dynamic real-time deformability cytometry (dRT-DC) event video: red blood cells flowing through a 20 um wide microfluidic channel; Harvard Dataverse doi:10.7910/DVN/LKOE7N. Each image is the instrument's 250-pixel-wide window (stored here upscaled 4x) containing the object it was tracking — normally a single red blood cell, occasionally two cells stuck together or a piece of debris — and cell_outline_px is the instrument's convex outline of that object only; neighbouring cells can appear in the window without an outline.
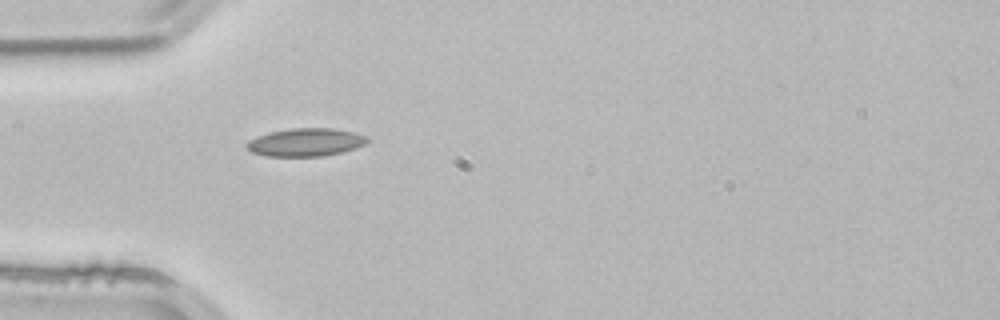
{"species": "common noctule bat (a hibernating species)", "species_latin": "Nyctalus noctula", "temperature_condition": "room temperature", "stored_images_in_passage": 1, "camera_frame_rate_fps": 3000, "um_per_image_px": 0.085, "animal": {"sex": "male", "body_mass_g": 21.5, "forearm_length_mm": 52.0}, "frame": {"image": 1, "passage_image": 1, "time_ms": 0.0, "image_size_px": [1000, 320], "cell_outline_px": [[368, 140], [364, 144], [356, 148], [324, 156], [264, 156], [252, 152], [244, 144], [248, 140], [256, 136], [268, 132], [292, 128], [332, 128], [352, 132], [368, 136]], "centroid_in_image_um": [25.94, 12.09], "position_along_channel_um": 59.1, "area_um2": 19.71}}